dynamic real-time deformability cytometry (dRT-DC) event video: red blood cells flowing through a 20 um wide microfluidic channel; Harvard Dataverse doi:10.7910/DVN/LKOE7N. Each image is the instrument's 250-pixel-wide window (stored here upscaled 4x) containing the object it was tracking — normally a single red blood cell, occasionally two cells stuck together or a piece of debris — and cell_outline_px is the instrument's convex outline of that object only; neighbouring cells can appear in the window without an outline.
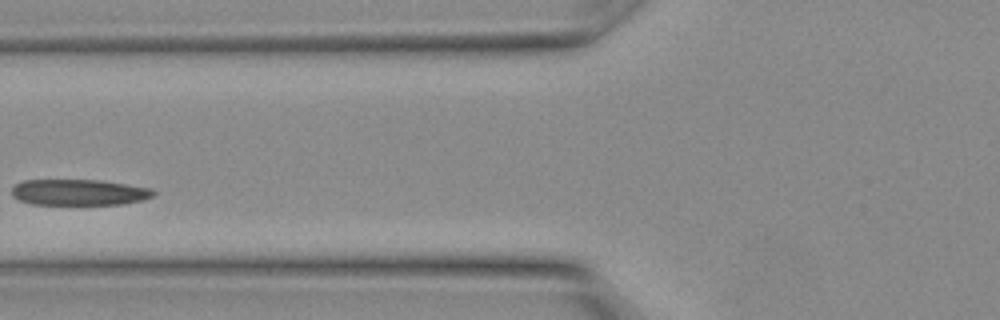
{"species": "Egyptian fruit bat (a non-hibernating species)", "species_latin": "Rousettus aegyptiacus", "temperature_condition": "warm", "stored_images_in_passage": 13, "camera_frame_rate_fps": 3000, "um_per_image_px": 0.085, "animal": {"sex": "female"}, "frame": {"image": 1, "passage_image": 3, "time_ms": 0.667, "image_size_px": [1000, 320], "cell_outline_px": [[156, 192], [152, 196], [140, 200], [124, 204], [32, 204], [16, 200], [12, 196], [12, 188], [16, 184], [24, 180], [100, 180], [152, 188]], "centroid_in_image_um": [6.69, 16.34], "position_along_channel_um": 119.1, "area_um2": 21.44}}
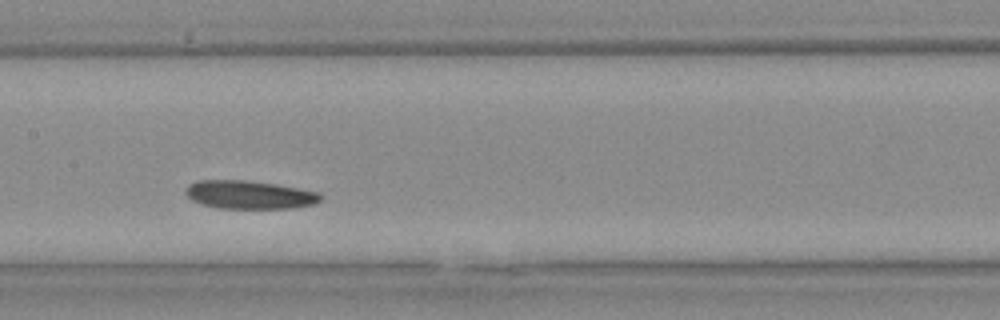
{"frame": {"image": 2, "passage_image": 6, "time_ms": 1.667, "image_size_px": [1000, 320], "cell_outline_px": [[324, 196], [320, 200], [312, 204], [292, 208], [216, 208], [192, 200], [184, 192], [188, 184], [196, 180], [248, 180], [276, 184], [320, 192]], "centroid_in_image_um": [21.2, 16.54], "position_along_channel_um": 186.2, "area_um2": 22.31}}
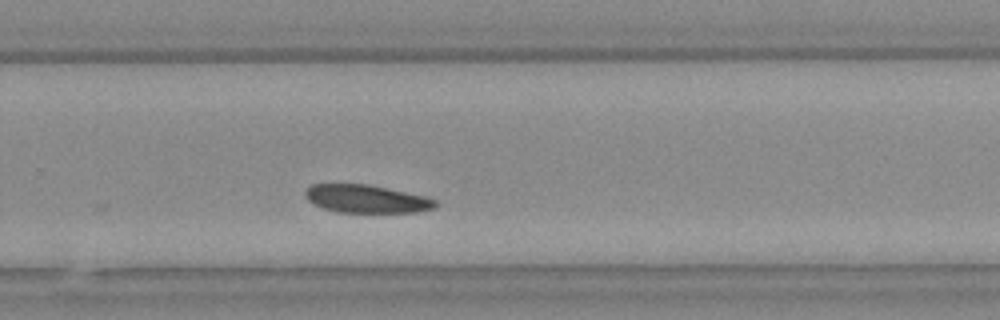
{"frame": {"image": 3, "passage_image": 11, "time_ms": 3.333, "image_size_px": [1000, 320], "cell_outline_px": [[436, 208], [420, 212], [336, 212], [312, 204], [304, 196], [304, 192], [312, 184], [368, 184], [424, 196], [436, 200]], "centroid_in_image_um": [31.13, 16.91], "position_along_channel_um": 298.7, "area_um2": 21.21}}